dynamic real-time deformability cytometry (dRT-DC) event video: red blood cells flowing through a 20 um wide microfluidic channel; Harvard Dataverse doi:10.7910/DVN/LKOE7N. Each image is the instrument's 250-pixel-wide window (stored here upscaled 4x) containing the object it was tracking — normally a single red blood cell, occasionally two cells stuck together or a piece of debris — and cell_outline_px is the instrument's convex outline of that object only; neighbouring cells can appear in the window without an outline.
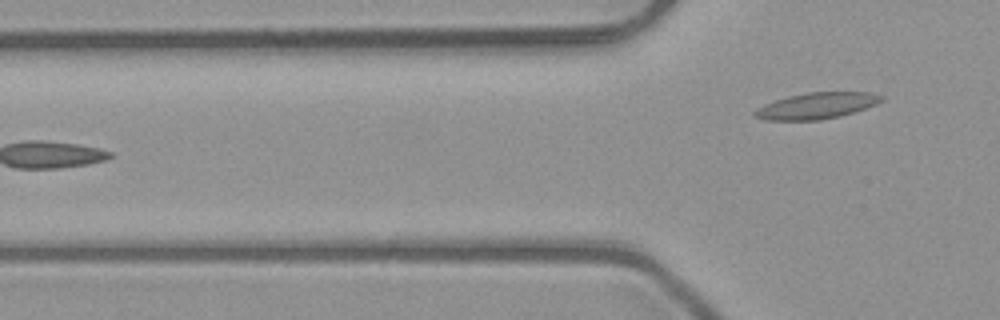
{"species": "common noctule bat (a hibernating species)", "species_latin": "Nyctalus noctula", "temperature_condition": "room temperature", "stored_images_in_passage": 5, "camera_frame_rate_fps": 3000, "um_per_image_px": 0.085, "animal": {"sex": "male", "body_mass_g": 23.1, "forearm_length_mm": 52.7}, "frame": {"image": 1, "passage_image": 5, "time_ms": 1.333, "image_size_px": [1000, 320], "cell_outline_px": [[884, 100], [876, 104], [840, 116], [820, 120], [764, 120], [752, 116], [752, 112], [756, 108], [764, 104], [788, 96], [804, 92], [868, 92], [884, 96]], "centroid_in_image_um": [69.36, 8.99], "position_along_channel_um": 56.4, "area_um2": 19.42}}